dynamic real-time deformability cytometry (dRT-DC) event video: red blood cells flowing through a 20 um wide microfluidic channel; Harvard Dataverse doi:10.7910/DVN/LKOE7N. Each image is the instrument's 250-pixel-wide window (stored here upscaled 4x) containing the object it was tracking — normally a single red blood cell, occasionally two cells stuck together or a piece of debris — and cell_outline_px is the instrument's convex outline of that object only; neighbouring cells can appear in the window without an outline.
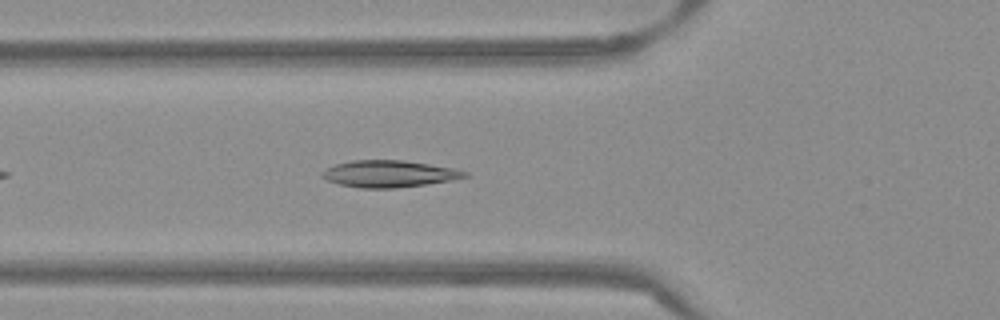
{"species": "Egyptian fruit bat (a non-hibernating species)", "species_latin": "Rousettus aegyptiacus", "temperature_condition": "warm", "stored_images_in_passage": 40, "camera_frame_rate_fps": 3000, "um_per_image_px": 0.085, "frame": {"image": 1, "passage_image": 6, "time_ms": 1.667, "image_size_px": [1000, 320], "cell_outline_px": [[468, 176], [452, 180], [428, 184], [396, 188], [360, 188], [340, 184], [328, 180], [320, 176], [320, 172], [336, 164], [352, 160], [404, 160], [452, 168], [468, 172]], "centroid_in_image_um": [33.06, 14.77], "position_along_channel_um": 92.7, "area_um2": 22.2}}
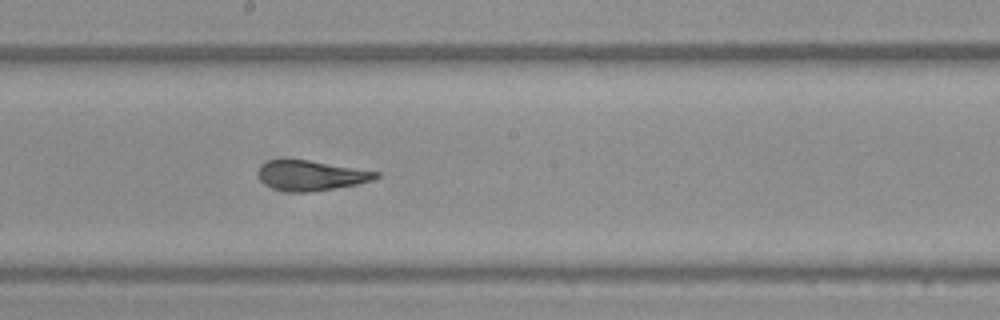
{"frame": {"image": 2, "passage_image": 16, "time_ms": 5.0, "image_size_px": [1000, 320], "cell_outline_px": [[380, 176], [372, 180], [356, 184], [308, 192], [288, 192], [272, 188], [264, 184], [260, 180], [260, 168], [268, 160], [308, 160], [380, 172]], "centroid_in_image_um": [26.45, 14.92], "position_along_channel_um": 221.8, "area_um2": 20.17}}
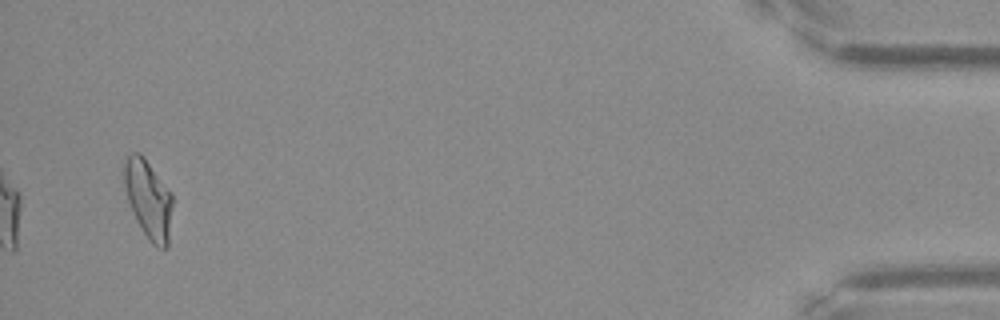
{"frame": {"image": 3, "passage_image": 38, "time_ms": 12.333, "image_size_px": [1000, 320], "cell_outline_px": [[172, 204], [168, 248], [156, 248], [148, 240], [136, 220], [128, 200], [124, 184], [124, 160], [132, 152], [140, 152], [144, 156], [172, 192]], "centroid_in_image_um": [12.62, 16.93], "position_along_channel_um": 422.6, "area_um2": 22.31}, "authors_computed_cell_mechanics": {"area_um2": 21.097, "velocity_mm_per_s": 3.844, "shape_relaxation_time_tau1_ms": null, "shape_relaxation_time_tau2_ms": 1.4406, "deformation_change_tau1": null, "deformation_change_tau2": 0.0653}}